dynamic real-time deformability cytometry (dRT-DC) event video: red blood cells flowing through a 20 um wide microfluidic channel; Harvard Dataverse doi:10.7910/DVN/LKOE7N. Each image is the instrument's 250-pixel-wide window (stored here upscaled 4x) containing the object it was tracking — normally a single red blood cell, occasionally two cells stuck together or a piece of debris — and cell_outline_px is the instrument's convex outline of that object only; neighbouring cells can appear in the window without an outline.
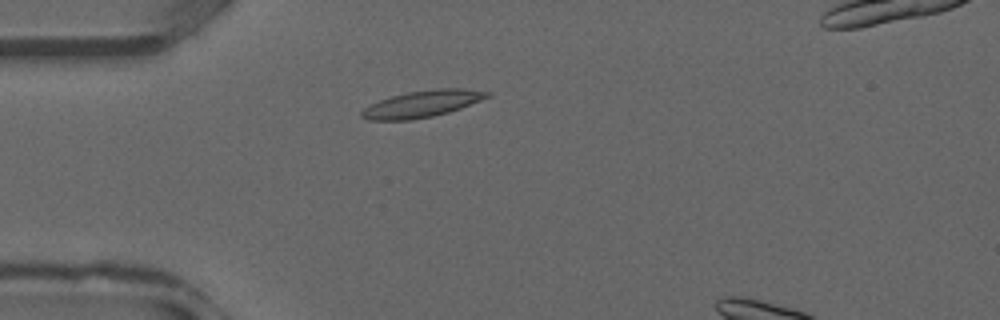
{"species": "common noctule bat (a hibernating species)", "species_latin": "Nyctalus noctula", "temperature_condition": "warm", "stored_images_in_passage": 10, "camera_frame_rate_fps": 3000, "um_per_image_px": 0.085, "animal": {"sex": "male", "forearm_length_mm": 52.5}, "frame": {"image": 1, "passage_image": 7, "time_ms": 2.0, "image_size_px": [1000, 320], "cell_outline_px": [[492, 96], [460, 108], [448, 112], [432, 116], [412, 120], [368, 120], [360, 116], [360, 112], [364, 108], [380, 100], [392, 96], [408, 92], [436, 88], [464, 88], [492, 92]], "centroid_in_image_um": [35.92, 8.82], "position_along_channel_um": 49.1, "area_um2": 19.54}}